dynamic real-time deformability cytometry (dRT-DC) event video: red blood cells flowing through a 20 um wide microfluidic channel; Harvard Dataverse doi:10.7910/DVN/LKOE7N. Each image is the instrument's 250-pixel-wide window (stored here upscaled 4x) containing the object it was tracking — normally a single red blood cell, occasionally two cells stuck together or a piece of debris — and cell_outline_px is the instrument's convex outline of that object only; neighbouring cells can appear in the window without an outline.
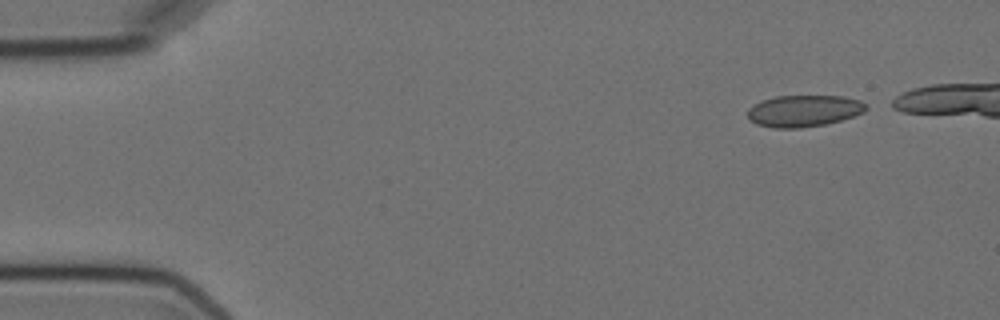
{"species": "Egyptian fruit bat (a non-hibernating species)", "species_latin": "Rousettus aegyptiacus", "temperature_condition": "cold", "stored_images_in_passage": 3, "camera_frame_rate_fps": 3000, "um_per_image_px": 0.085, "animal": {"sex": "female"}, "frame": {"image": 1, "passage_image": 1, "time_ms": 0.0, "image_size_px": [1000, 320], "cell_outline_px": [[868, 108], [864, 112], [840, 120], [824, 124], [800, 128], [772, 128], [756, 124], [748, 120], [748, 108], [760, 100], [776, 96], [844, 96], [860, 100], [868, 104]], "centroid_in_image_um": [68.31, 9.42], "position_along_channel_um": 16.7, "area_um2": 22.02}}